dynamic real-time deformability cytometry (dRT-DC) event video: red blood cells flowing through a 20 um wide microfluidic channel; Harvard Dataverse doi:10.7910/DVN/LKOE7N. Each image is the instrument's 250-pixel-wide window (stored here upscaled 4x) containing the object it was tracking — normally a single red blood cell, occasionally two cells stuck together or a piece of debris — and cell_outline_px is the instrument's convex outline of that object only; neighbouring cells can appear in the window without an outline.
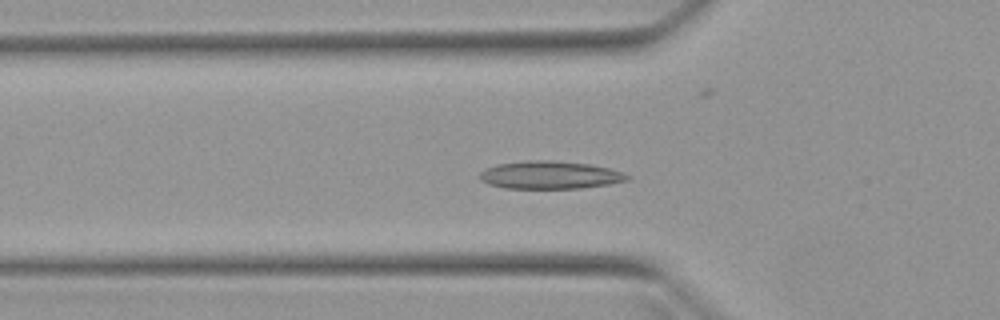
{"species": "Egyptian fruit bat (a non-hibernating species)", "species_latin": "Rousettus aegyptiacus", "temperature_condition": "warm", "stored_images_in_passage": 48, "camera_frame_rate_fps": 3000, "um_per_image_px": 0.085, "animal": {"sex": "female"}, "frame": {"image": 1, "passage_image": 13, "time_ms": 4.0, "image_size_px": [1000, 320], "cell_outline_px": [[632, 176], [628, 180], [608, 184], [580, 188], [504, 188], [488, 184], [480, 180], [480, 172], [484, 168], [496, 164], [528, 160], [556, 160], [588, 164], [608, 168], [624, 172]], "centroid_in_image_um": [46.73, 14.87], "position_along_channel_um": 79.1, "area_um2": 24.04}}
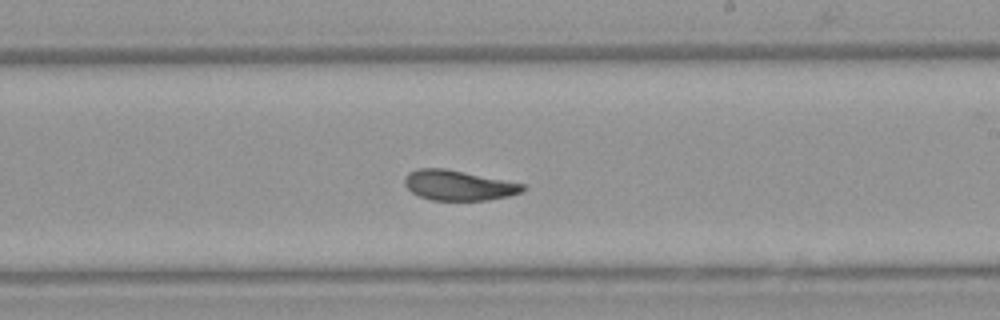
{"frame": {"image": 2, "passage_image": 26, "time_ms": 8.333, "image_size_px": [1000, 320], "cell_outline_px": [[528, 188], [520, 192], [508, 196], [488, 200], [432, 200], [420, 196], [412, 192], [404, 184], [404, 176], [408, 172], [416, 168], [444, 168], [524, 184]], "centroid_in_image_um": [38.94, 15.75], "position_along_channel_um": 250.1, "area_um2": 20.63}}
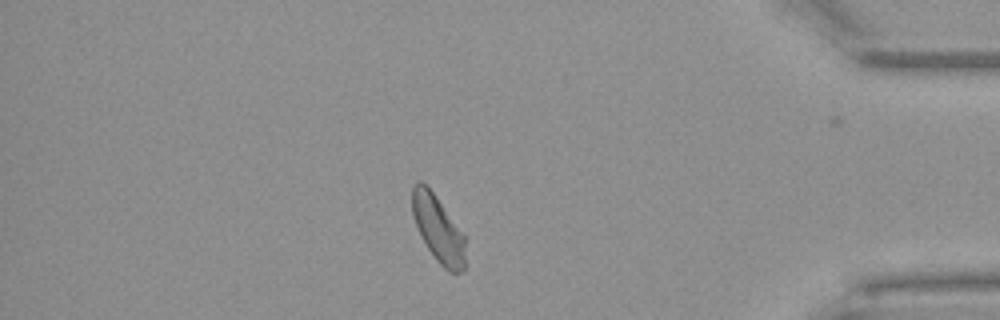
{"frame": {"image": 3, "passage_image": 40, "time_ms": 13.0, "image_size_px": [1000, 320], "cell_outline_px": [[464, 268], [460, 272], [448, 272], [436, 260], [420, 236], [412, 216], [412, 188], [416, 180], [420, 180], [436, 196], [464, 236]], "centroid_in_image_um": [37.19, 19.45], "position_along_channel_um": 398.0, "area_um2": 20.23}, "authors_computed_cell_mechanics": {"area_um2": 21.7328, "velocity_mm_per_s": 3.9539, "shape_relaxation_time_tau1_ms": 4.43, "shape_relaxation_time_tau2_ms": 2.2008, "deformation_change_tau1": 0.1572, "deformation_change_tau2": 0.0647}}